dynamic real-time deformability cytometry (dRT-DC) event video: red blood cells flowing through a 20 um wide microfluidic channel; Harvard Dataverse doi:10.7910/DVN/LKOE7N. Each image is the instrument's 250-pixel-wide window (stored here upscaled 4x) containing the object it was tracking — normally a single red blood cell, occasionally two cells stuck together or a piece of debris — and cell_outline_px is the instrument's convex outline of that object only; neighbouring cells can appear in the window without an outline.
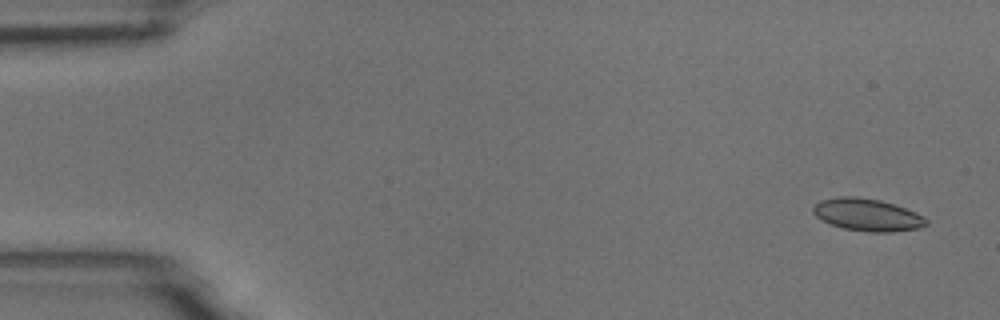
{"species": "common noctule bat (a hibernating species)", "species_latin": "Nyctalus noctula", "temperature_condition": "room temperature", "stored_images_in_passage": 6, "camera_frame_rate_fps": 3000, "um_per_image_px": 0.085, "animal": {"sex": "male", "body_mass_g": 18.8}, "frame": {"image": 1, "passage_image": 1, "time_ms": 0.0, "image_size_px": [1000, 320], "cell_outline_px": [[928, 224], [920, 228], [892, 232], [868, 232], [844, 228], [820, 220], [812, 212], [812, 208], [820, 200], [840, 196], [856, 196], [880, 200], [916, 212], [924, 216], [928, 220]], "centroid_in_image_um": [73.73, 18.26], "position_along_channel_um": 11.3, "area_um2": 21.39}}